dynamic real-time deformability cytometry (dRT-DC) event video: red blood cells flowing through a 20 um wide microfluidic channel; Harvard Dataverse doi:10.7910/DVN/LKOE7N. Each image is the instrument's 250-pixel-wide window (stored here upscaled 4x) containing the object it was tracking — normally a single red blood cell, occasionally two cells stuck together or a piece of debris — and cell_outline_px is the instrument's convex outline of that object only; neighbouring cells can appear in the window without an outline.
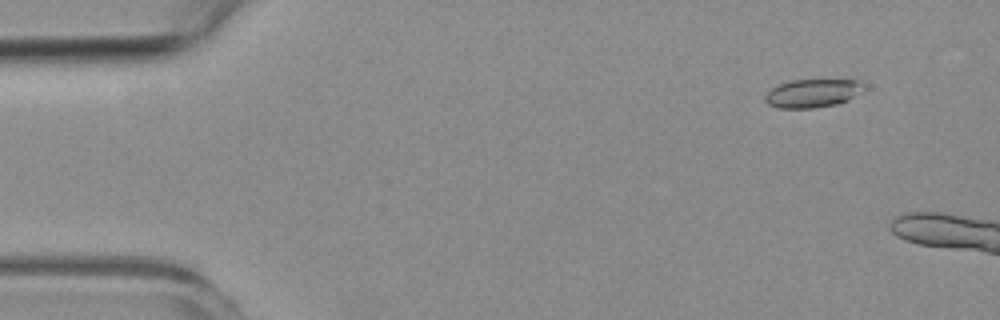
{"species": "common noctule bat (a hibernating species)", "species_latin": "Nyctalus noctula", "temperature_condition": "room temperature", "stored_images_in_passage": 4, "camera_frame_rate_fps": 3000, "um_per_image_px": 0.085, "animal": {"sex": "female", "body_mass_g": 19.3, "forearm_length_mm": 54.1}, "frame": {"image": 1, "passage_image": 2, "time_ms": 1.0, "image_size_px": [1000, 320], "cell_outline_px": [[864, 88], [848, 100], [836, 104], [812, 108], [780, 108], [768, 104], [764, 100], [764, 96], [772, 88], [780, 84], [792, 80], [856, 80]], "centroid_in_image_um": [69.01, 7.93], "position_along_channel_um": 16.0, "area_um2": 15.95}}